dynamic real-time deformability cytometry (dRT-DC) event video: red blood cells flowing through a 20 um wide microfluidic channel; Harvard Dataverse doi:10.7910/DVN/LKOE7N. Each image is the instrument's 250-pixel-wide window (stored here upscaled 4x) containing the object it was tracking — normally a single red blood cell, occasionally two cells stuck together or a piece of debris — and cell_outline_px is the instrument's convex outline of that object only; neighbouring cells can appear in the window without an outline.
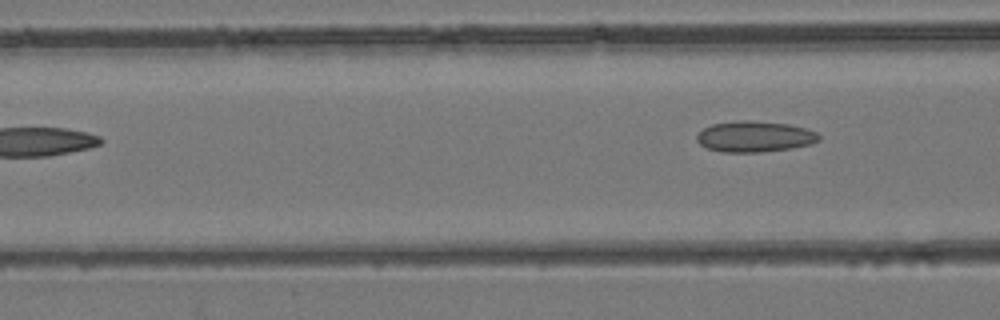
{"species": "common noctule bat (a hibernating species)", "species_latin": "Nyctalus noctula", "temperature_condition": "room temperature", "stored_images_in_passage": 7, "camera_frame_rate_fps": 3000, "um_per_image_px": 0.085, "animal": {"sex": "female", "body_mass_g": 24.6, "forearm_length_mm": 56.2}, "frame": {"image": 1, "passage_image": 5, "time_ms": 4.667, "image_size_px": [1000, 320], "cell_outline_px": [[820, 140], [812, 144], [792, 148], [760, 152], [720, 152], [708, 148], [700, 144], [696, 140], [696, 136], [704, 128], [712, 124], [744, 120], [748, 120], [788, 124], [804, 128], [816, 132], [820, 136]], "centroid_in_image_um": [64.15, 11.61], "position_along_channel_um": 102.4, "area_um2": 21.91}}